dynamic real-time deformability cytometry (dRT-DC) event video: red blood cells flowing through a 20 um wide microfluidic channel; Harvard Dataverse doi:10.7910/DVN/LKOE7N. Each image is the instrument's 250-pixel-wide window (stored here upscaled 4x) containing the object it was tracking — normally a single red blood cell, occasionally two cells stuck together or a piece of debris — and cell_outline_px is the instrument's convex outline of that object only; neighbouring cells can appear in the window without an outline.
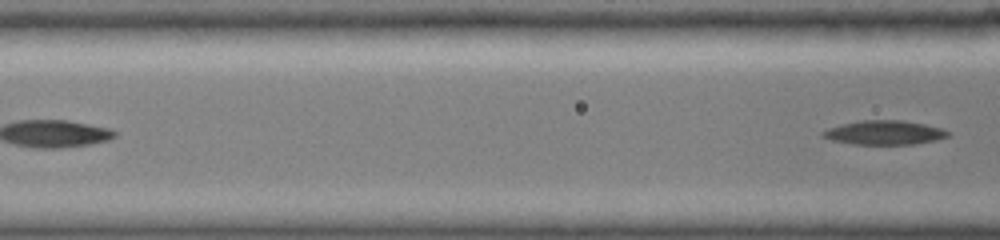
{"species": "common noctule bat (a hibernating species)", "species_latin": "Nyctalus noctula", "temperature_condition": "cold", "stored_images_in_passage": 9, "segment_of_instrument_passage": [2, 2], "camera_frame_rate_fps": 3000, "um_per_image_px": 0.085, "animal": {"sex": "female", "body_mass_g": 19.0, "forearm_length_mm": 51.5}, "frame": {"image": 1, "passage_image": 9, "time_ms": 4.0, "image_size_px": [1000, 240], "cell_outline_px": [[948, 136], [936, 140], [916, 144], [856, 144], [836, 140], [824, 136], [824, 132], [832, 128], [844, 124], [864, 120], [900, 120], [924, 124], [940, 128], [948, 132]], "centroid_in_image_um": [75.27, 11.27], "position_along_channel_um": 91.3, "area_um2": 16.88}}